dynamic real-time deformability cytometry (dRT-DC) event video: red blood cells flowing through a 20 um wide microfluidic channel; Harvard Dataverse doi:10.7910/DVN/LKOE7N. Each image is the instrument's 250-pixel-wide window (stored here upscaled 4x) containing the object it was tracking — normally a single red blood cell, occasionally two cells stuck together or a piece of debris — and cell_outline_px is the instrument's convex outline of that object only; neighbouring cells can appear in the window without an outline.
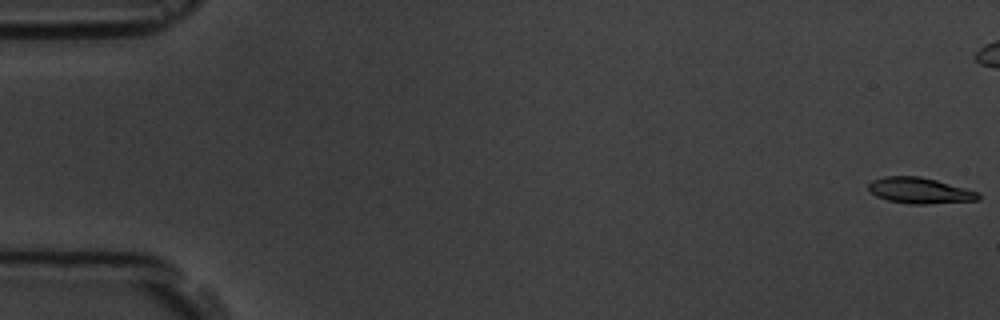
{"species": "common noctule bat (a hibernating species)", "species_latin": "Nyctalus noctula", "temperature_condition": "room temperature", "stored_images_in_passage": 6, "camera_frame_rate_fps": 3000, "um_per_image_px": 0.085, "animal": {"sex": "male", "body_mass_g": 19.5, "forearm_length_mm": 54.6}, "frame": {"image": 1, "passage_image": 1, "time_ms": 0.0, "image_size_px": [1000, 320], "cell_outline_px": [[980, 200], [924, 204], [908, 204], [888, 200], [876, 196], [868, 192], [868, 184], [872, 180], [884, 176], [920, 176], [936, 180], [980, 192]], "centroid_in_image_um": [78.16, 16.2], "position_along_channel_um": 6.8, "area_um2": 16.7}}